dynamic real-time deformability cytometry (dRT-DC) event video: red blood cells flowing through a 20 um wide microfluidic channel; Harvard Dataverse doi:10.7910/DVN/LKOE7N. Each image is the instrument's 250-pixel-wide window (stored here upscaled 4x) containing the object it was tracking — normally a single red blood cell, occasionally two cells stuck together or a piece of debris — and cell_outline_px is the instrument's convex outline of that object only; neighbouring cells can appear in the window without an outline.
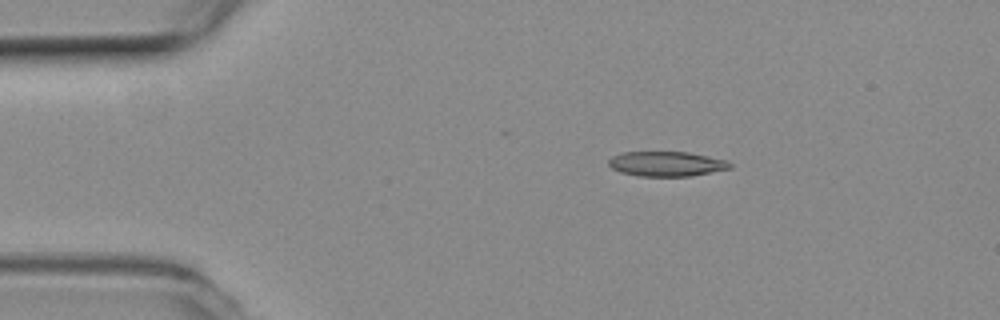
{"species": "common noctule bat (a hibernating species)", "species_latin": "Nyctalus noctula", "temperature_condition": "room temperature", "stored_images_in_passage": 45, "camera_frame_rate_fps": 3000, "um_per_image_px": 0.085, "animal": {"sex": "female", "body_mass_g": 19.3, "forearm_length_mm": 54.1}, "frame": {"image": 1, "passage_image": 1, "time_ms": 0.0, "image_size_px": [1000, 320], "cell_outline_px": [[732, 168], [692, 176], [640, 176], [620, 172], [612, 168], [608, 164], [608, 160], [612, 156], [620, 152], [688, 152], [728, 160], [732, 164]], "centroid_in_image_um": [56.66, 13.92], "position_along_channel_um": 28.3, "area_um2": 17.69}}
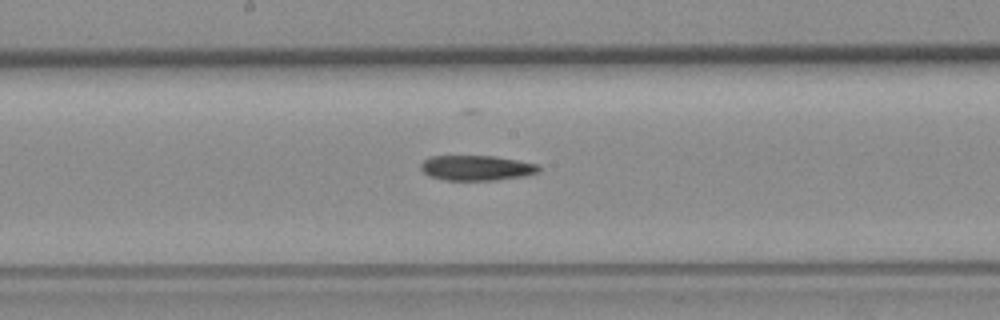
{"frame": {"image": 2, "passage_image": 19, "time_ms": 6.0, "image_size_px": [1000, 320], "cell_outline_px": [[540, 172], [524, 176], [496, 180], [444, 180], [428, 176], [420, 168], [420, 164], [424, 160], [432, 156], [492, 156], [516, 160], [536, 164], [540, 168]], "centroid_in_image_um": [40.48, 14.28], "position_along_channel_um": 207.7, "area_um2": 17.22}}
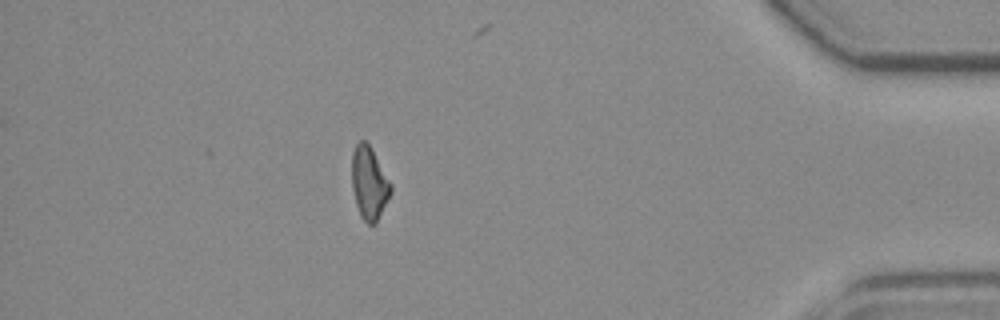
{"frame": {"image": 3, "passage_image": 38, "time_ms": 12.333, "image_size_px": [1000, 320], "cell_outline_px": [[392, 192], [376, 224], [368, 224], [360, 216], [356, 204], [352, 188], [352, 152], [356, 144], [360, 140], [364, 140], [372, 148], [392, 184]], "centroid_in_image_um": [31.39, 15.56], "position_along_channel_um": 403.8, "area_um2": 16.7}}